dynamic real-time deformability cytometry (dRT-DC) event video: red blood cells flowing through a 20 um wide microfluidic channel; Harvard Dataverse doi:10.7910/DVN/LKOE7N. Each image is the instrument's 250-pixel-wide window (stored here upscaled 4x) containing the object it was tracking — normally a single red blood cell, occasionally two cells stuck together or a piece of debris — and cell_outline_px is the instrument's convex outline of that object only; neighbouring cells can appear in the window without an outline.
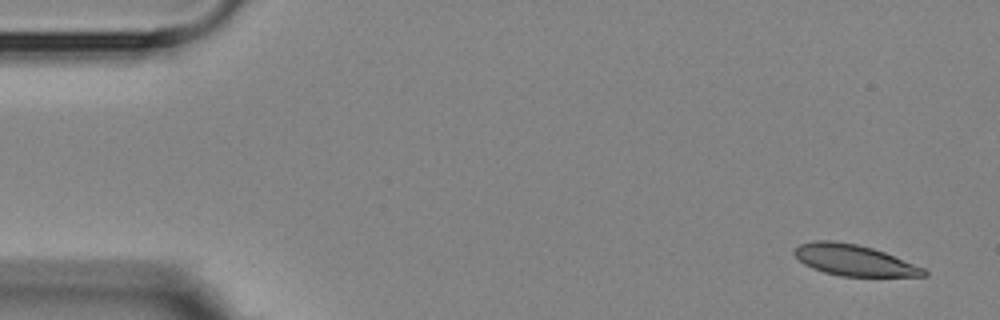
{"species": "Egyptian fruit bat (a non-hibernating species)", "species_latin": "Rousettus aegyptiacus", "temperature_condition": "room temperature", "stored_images_in_passage": 12, "camera_frame_rate_fps": 3000, "um_per_image_px": 0.085, "animal": {"sex": "female"}, "frame": {"image": 1, "passage_image": 1, "time_ms": 0.0, "image_size_px": [1000, 320], "cell_outline_px": [[928, 276], [840, 276], [824, 272], [812, 268], [804, 264], [792, 252], [800, 244], [812, 240], [836, 240], [856, 244], [872, 248], [884, 252], [924, 268], [928, 272]], "centroid_in_image_um": [72.57, 22.11], "position_along_channel_um": 12.4, "area_um2": 23.35}}
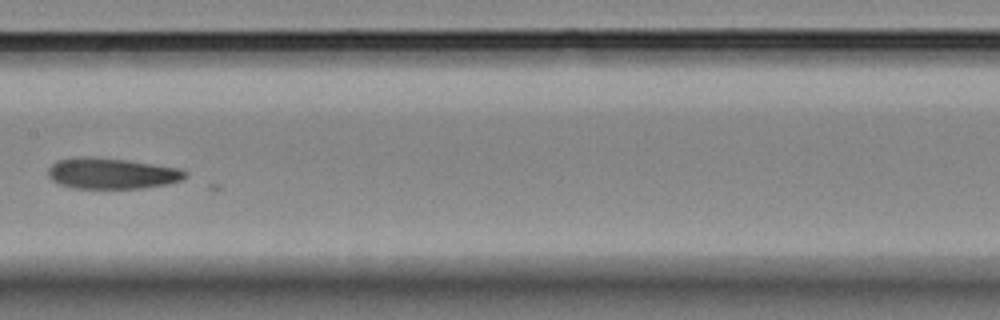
{"frame": {"image": 2, "passage_image": 7, "time_ms": 8.333, "image_size_px": [1000, 320], "cell_outline_px": [[188, 176], [180, 180], [168, 184], [144, 188], [72, 188], [60, 184], [52, 180], [48, 176], [48, 168], [56, 160], [124, 160], [180, 168], [188, 172]], "centroid_in_image_um": [9.58, 14.8], "position_along_channel_um": 197.8, "area_um2": 23.64}}
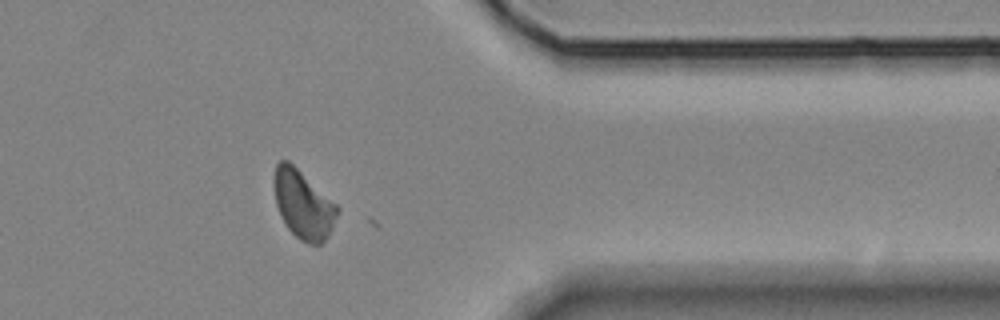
{"frame": {"image": 3, "passage_image": 12, "time_ms": 14.0, "image_size_px": [1000, 320], "cell_outline_px": [[340, 212], [328, 236], [320, 244], [308, 244], [300, 240], [288, 228], [276, 204], [276, 164], [280, 160], [288, 160], [336, 204], [340, 208]], "centroid_in_image_um": [25.83, 17.42], "position_along_channel_um": 385.6, "area_um2": 24.45}}